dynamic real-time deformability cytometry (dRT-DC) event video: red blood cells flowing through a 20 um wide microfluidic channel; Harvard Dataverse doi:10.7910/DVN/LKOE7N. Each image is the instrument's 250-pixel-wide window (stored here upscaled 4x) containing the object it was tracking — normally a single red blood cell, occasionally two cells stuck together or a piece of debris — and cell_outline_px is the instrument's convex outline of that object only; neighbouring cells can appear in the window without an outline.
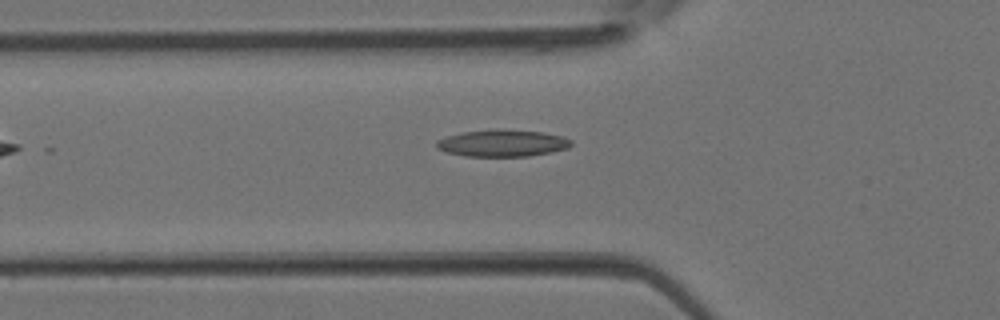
{"species": "Egyptian fruit bat (a non-hibernating species)", "species_latin": "Rousettus aegyptiacus", "temperature_condition": "room temperature", "stored_images_in_passage": 2, "camera_frame_rate_fps": 3000, "um_per_image_px": 0.085, "animal": {"sex": "female"}, "frame": {"image": 1, "passage_image": 2, "time_ms": 0.333, "image_size_px": [1000, 320], "cell_outline_px": [[572, 144], [568, 148], [528, 156], [464, 156], [448, 152], [436, 148], [436, 140], [448, 136], [464, 132], [496, 128], [544, 132], [564, 136], [572, 140]], "centroid_in_image_um": [42.72, 12.15], "position_along_channel_um": 83.1, "area_um2": 21.15}}